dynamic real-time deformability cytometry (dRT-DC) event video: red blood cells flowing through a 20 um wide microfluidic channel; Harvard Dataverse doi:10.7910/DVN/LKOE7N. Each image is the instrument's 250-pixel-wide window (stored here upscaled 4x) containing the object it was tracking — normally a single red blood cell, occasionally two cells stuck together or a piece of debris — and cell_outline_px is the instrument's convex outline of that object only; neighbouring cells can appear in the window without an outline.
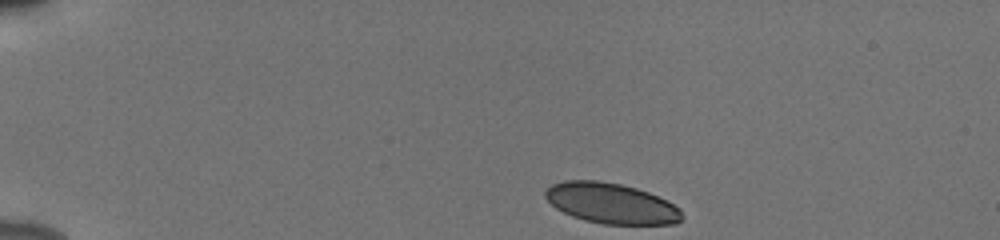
{"species": "human", "species_latin": "Homo sapiens", "temperature_condition": "cold", "stored_images_in_passage": 44, "camera_frame_rate_fps": 3000, "um_per_image_px": 0.085, "donor": {"sex": "male"}, "frame": {"image": 1, "passage_image": 1, "time_ms": 0.0, "image_size_px": [1000, 240], "cell_outline_px": [[684, 216], [676, 224], [604, 224], [584, 220], [572, 216], [556, 208], [544, 196], [544, 192], [552, 184], [564, 180], [596, 180], [620, 184], [636, 188], [648, 192], [668, 200], [680, 208]], "centroid_in_image_um": [51.98, 17.28], "position_along_channel_um": 33.0, "area_um2": 32.31}}
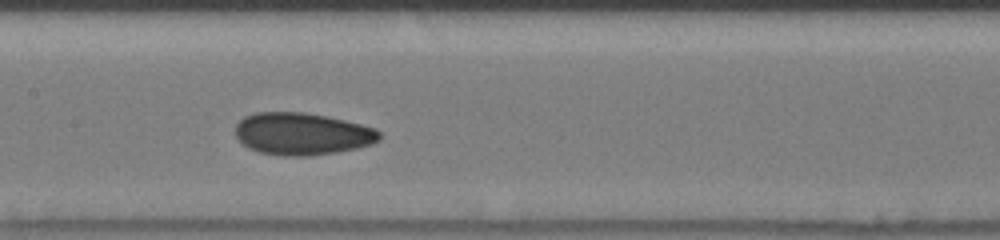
{"frame": {"image": 2, "passage_image": 19, "time_ms": 6.0, "image_size_px": [1000, 240], "cell_outline_px": [[380, 140], [372, 144], [356, 148], [336, 152], [312, 156], [284, 156], [260, 152], [248, 148], [236, 136], [236, 124], [244, 116], [256, 112], [304, 112], [328, 116], [376, 128], [380, 132]], "centroid_in_image_um": [25.69, 11.37], "position_along_channel_um": 181.7, "area_um2": 35.55}}
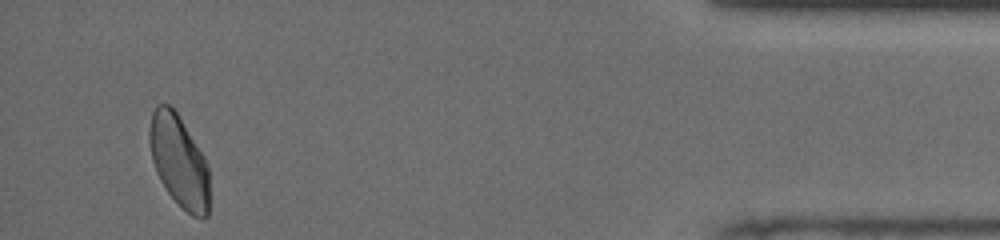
{"frame": {"image": 3, "passage_image": 42, "time_ms": 13.667, "image_size_px": [1000, 240], "cell_outline_px": [[208, 216], [204, 220], [200, 220], [192, 216], [168, 192], [160, 180], [156, 172], [152, 160], [148, 140], [148, 132], [152, 112], [156, 104], [168, 104], [176, 112], [204, 156], [208, 168]], "centroid_in_image_um": [15.2, 13.7], "position_along_channel_um": 420.0, "area_um2": 31.91}, "authors_computed_cell_mechanics": {"area_um2": 34.3332, "velocity_mm_per_s": 3.8473, "shape_relaxation_time_tau1_ms": 4.0952, "shape_relaxation_time_tau2_ms": 1.2954, "deformation_change_tau1": 0.1196, "deformation_change_tau2": 0.0529}}